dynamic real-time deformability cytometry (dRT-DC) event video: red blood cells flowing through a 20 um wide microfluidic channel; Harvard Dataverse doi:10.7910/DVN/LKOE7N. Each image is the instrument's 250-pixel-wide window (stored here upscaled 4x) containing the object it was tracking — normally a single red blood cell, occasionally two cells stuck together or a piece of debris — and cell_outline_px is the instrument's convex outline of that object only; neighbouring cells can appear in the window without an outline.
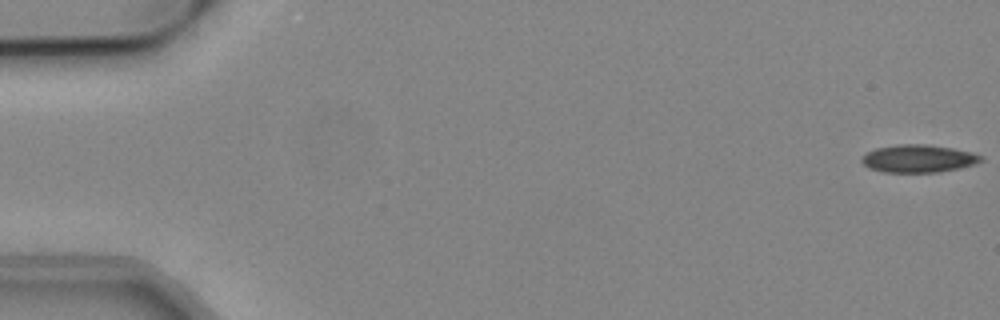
{"species": "common noctule bat (a hibernating species)", "species_latin": "Nyctalus noctula", "temperature_condition": "cold", "stored_images_in_passage": 54, "camera_frame_rate_fps": 3000, "um_per_image_px": 0.085, "animal": {"sex": "male", "body_mass_g": 19.2, "forearm_length_mm": 51.8}, "frame": {"image": 1, "passage_image": 1, "time_ms": 0.0, "image_size_px": [1000, 320], "cell_outline_px": [[984, 160], [976, 164], [960, 168], [940, 172], [884, 172], [868, 168], [860, 160], [868, 152], [876, 148], [900, 144], [924, 144], [952, 148], [972, 152], [984, 156]], "centroid_in_image_um": [78.11, 13.48], "position_along_channel_um": 6.9, "area_um2": 19.31}}
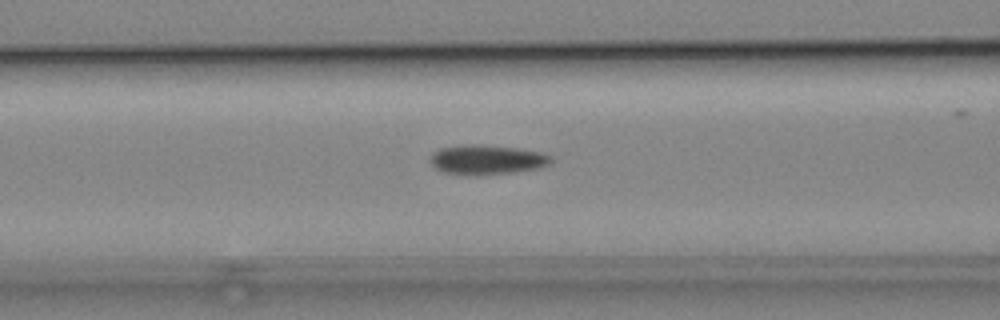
{"frame": {"image": 2, "passage_image": 22, "time_ms": 7.0, "image_size_px": [1000, 320], "cell_outline_px": [[552, 160], [548, 164], [540, 168], [512, 172], [444, 172], [436, 168], [428, 160], [440, 148], [472, 144], [480, 144], [520, 148], [540, 152], [552, 156]], "centroid_in_image_um": [41.45, 13.52], "position_along_channel_um": 125.1, "area_um2": 19.83}}
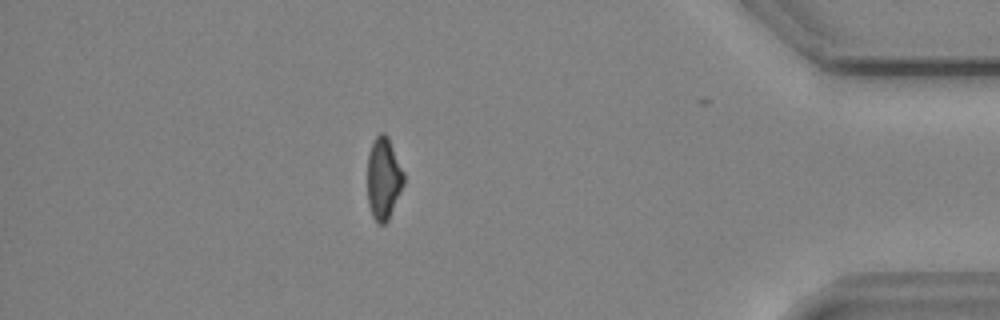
{"frame": {"image": 3, "passage_image": 47, "time_ms": 15.333, "image_size_px": [1000, 320], "cell_outline_px": [[404, 184], [388, 220], [384, 224], [376, 224], [372, 216], [368, 204], [368, 156], [372, 144], [376, 136], [380, 132], [384, 132], [388, 136], [404, 172]], "centroid_in_image_um": [32.6, 15.18], "position_along_channel_um": 402.6, "area_um2": 17.4}}